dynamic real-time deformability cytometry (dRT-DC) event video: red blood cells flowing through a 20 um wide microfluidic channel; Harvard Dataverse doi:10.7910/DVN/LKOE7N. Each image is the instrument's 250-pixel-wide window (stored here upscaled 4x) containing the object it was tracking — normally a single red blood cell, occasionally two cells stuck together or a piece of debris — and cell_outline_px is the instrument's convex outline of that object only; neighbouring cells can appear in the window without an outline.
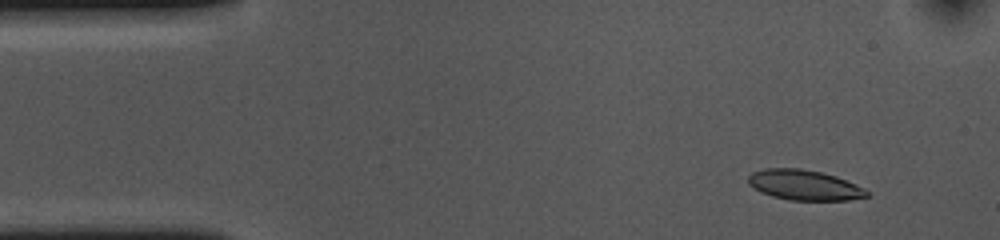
{"species": "common noctule bat (a hibernating species)", "species_latin": "Nyctalus noctula", "temperature_condition": "cold", "stored_images_in_passage": 51, "camera_frame_rate_fps": 3000, "um_per_image_px": 0.085, "animal": {"sex": "female", "body_mass_g": 10.0, "forearm_length_mm": 53.1}, "frame": {"image": 1, "passage_image": 2, "time_ms": 0.333, "image_size_px": [1000, 240], "cell_outline_px": [[868, 196], [848, 200], [788, 200], [772, 196], [760, 192], [748, 184], [748, 176], [752, 172], [764, 168], [800, 168], [820, 172], [836, 176], [864, 188], [868, 192]], "centroid_in_image_um": [68.32, 15.73], "position_along_channel_um": 16.7, "area_um2": 20.87}}
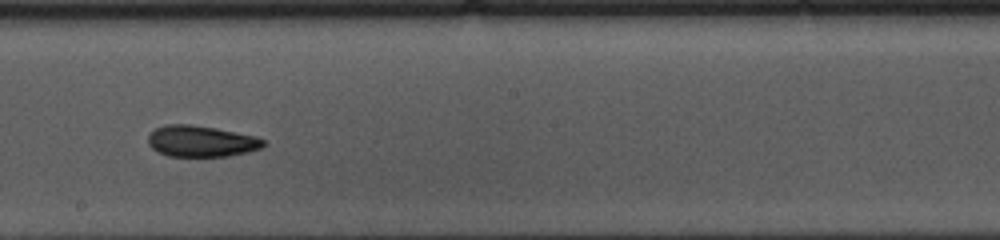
{"frame": {"image": 2, "passage_image": 26, "time_ms": 8.333, "image_size_px": [1000, 240], "cell_outline_px": [[268, 144], [260, 148], [248, 152], [228, 156], [168, 156], [156, 152], [148, 144], [148, 136], [156, 128], [164, 124], [192, 124], [216, 128], [256, 136], [264, 140]], "centroid_in_image_um": [17.1, 12.0], "position_along_channel_um": 231.1, "area_um2": 21.15}}
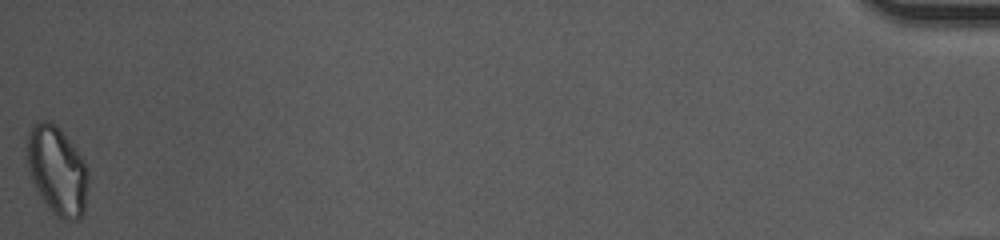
{"frame": {"image": 3, "passage_image": 51, "time_ms": 16.667, "image_size_px": [1000, 240], "cell_outline_px": [[88, 180], [84, 212], [76, 220], [60, 220], [56, 216], [40, 196], [32, 180], [28, 164], [28, 132], [32, 124], [36, 120], [48, 120], [56, 124], [76, 148], [84, 160], [88, 168]], "centroid_in_image_um": [4.87, 14.47], "position_along_channel_um": 430.3, "area_um2": 31.56}, "authors_computed_cell_mechanics": {"area_um2": 21.386, "velocity_mm_per_s": 3.6341, "shape_relaxation_time_tau1_ms": 6.4037, "shape_relaxation_time_tau2_ms": 4.5986, "deformation_change_tau1": 0.131, "deformation_change_tau2": 0.0968}}